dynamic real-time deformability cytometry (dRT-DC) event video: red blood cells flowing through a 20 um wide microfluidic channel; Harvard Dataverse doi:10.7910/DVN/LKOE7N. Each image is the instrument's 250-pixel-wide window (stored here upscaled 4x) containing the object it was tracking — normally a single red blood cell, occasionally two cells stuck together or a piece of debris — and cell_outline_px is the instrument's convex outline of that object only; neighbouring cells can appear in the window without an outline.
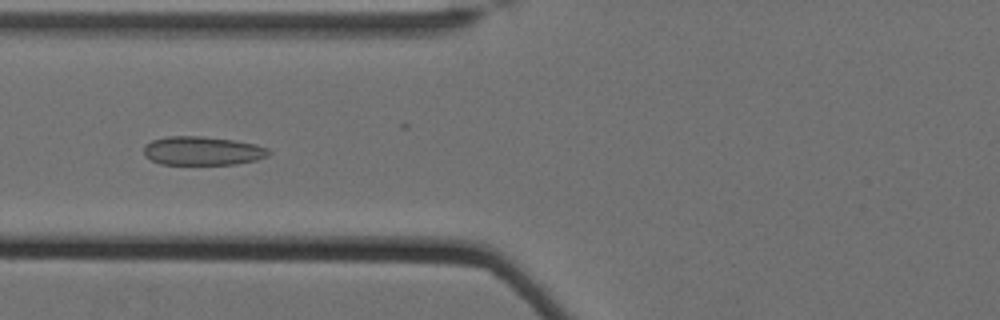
{"species": "Egyptian fruit bat (a non-hibernating species)", "species_latin": "Rousettus aegyptiacus", "temperature_condition": "cold", "stored_images_in_passage": 63, "camera_frame_rate_fps": 3000, "um_per_image_px": 0.085, "animal": {"sex": "female"}, "frame": {"image": 1, "passage_image": 28, "time_ms": 9.0, "image_size_px": [1000, 320], "cell_outline_px": [[272, 152], [268, 156], [256, 160], [236, 164], [160, 164], [144, 156], [144, 144], [152, 140], [168, 136], [200, 136], [232, 140], [256, 144], [268, 148]], "centroid_in_image_um": [17.21, 12.82], "position_along_channel_um": 108.6, "area_um2": 20.98}}
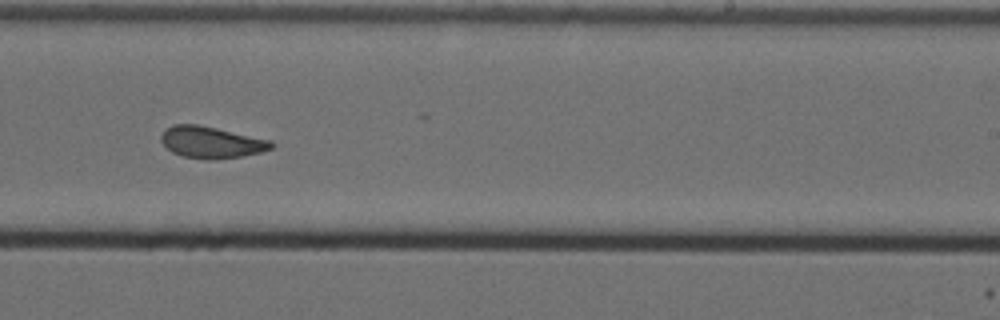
{"frame": {"image": 2, "passage_image": 42, "time_ms": 13.667, "image_size_px": [1000, 320], "cell_outline_px": [[276, 144], [272, 148], [260, 152], [244, 156], [212, 160], [204, 160], [184, 156], [172, 152], [160, 140], [160, 136], [172, 124], [196, 124], [216, 128], [272, 140]], "centroid_in_image_um": [17.99, 12.1], "position_along_channel_um": 271.0, "area_um2": 20.35}}
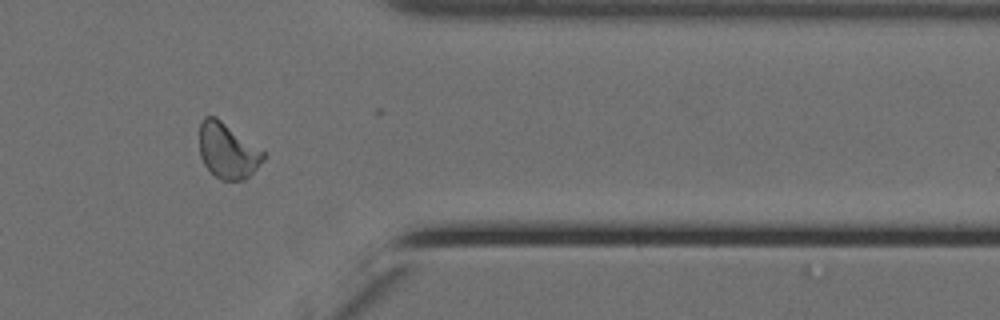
{"frame": {"image": 3, "passage_image": 53, "time_ms": 17.333, "image_size_px": [1000, 320], "cell_outline_px": [[268, 156], [244, 180], [220, 180], [204, 164], [200, 156], [200, 120], [204, 116], [216, 116], [268, 152]], "centroid_in_image_um": [19.39, 12.78], "position_along_channel_um": 392.0, "area_um2": 21.04}, "authors_computed_cell_mechanics": {"area_um2": 20.9814, "velocity_mm_per_s": 3.4652, "shape_relaxation_time_tau1_ms": null, "shape_relaxation_time_tau2_ms": 1.6149, "deformation_change_tau1": null, "deformation_change_tau2": 0.0902}}